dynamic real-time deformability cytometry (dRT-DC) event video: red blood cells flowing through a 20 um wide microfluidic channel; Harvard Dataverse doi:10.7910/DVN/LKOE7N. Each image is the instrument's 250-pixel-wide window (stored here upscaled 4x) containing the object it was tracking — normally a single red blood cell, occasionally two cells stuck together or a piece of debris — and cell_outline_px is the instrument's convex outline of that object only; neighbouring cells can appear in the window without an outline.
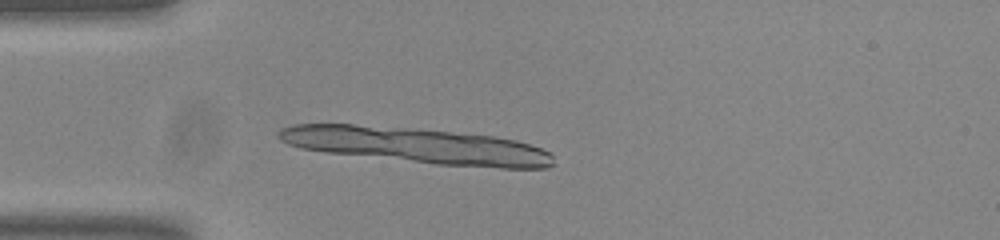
{"species": "common noctule bat (a hibernating species)", "species_latin": "Nyctalus noctula", "temperature_condition": "room temperature", "stored_images_in_passage": 10, "camera_frame_rate_fps": 3000, "um_per_image_px": 0.085, "animal": {"sex": "male", "body_mass_g": 20.0, "forearm_length_mm": 53.3}, "frame": {"image": 1, "passage_image": 10, "time_ms": 3.0, "image_size_px": [1000, 240], "cell_outline_px": [[544, 164], [528, 168], [464, 164], [424, 160], [488, 140], [504, 140], [524, 144], [536, 148], [544, 152]], "centroid_in_image_um": [42.09, 13.17], "position_along_channel_um": 42.9, "area_um2": 15.37}}